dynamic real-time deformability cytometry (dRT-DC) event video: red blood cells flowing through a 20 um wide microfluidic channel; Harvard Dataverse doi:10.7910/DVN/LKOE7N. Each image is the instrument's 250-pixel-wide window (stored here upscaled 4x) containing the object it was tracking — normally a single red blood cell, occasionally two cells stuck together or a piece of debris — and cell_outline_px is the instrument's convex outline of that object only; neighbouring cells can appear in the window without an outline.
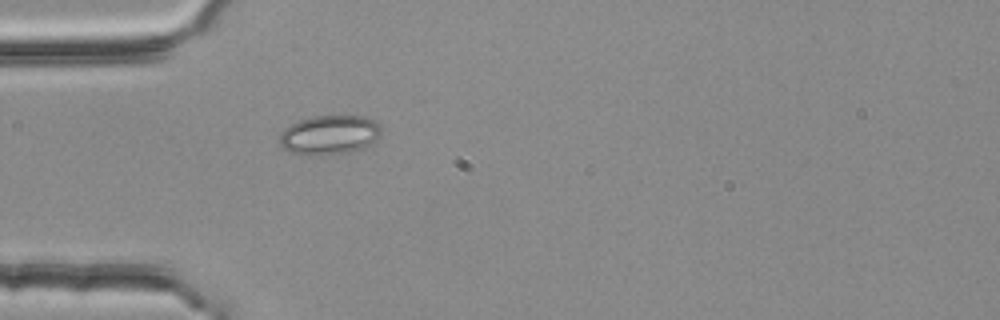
{"species": "common noctule bat (a hibernating species)", "species_latin": "Nyctalus noctula", "temperature_condition": "room temperature", "stored_images_in_passage": 1, "camera_frame_rate_fps": 3000, "um_per_image_px": 0.085, "animal": {"sex": "female", "body_mass_g": 25.1}, "frame": {"image": 1, "passage_image": 1, "time_ms": 0.0, "image_size_px": [1000, 320], "cell_outline_px": [[380, 136], [376, 140], [360, 148], [348, 152], [320, 156], [292, 152], [284, 148], [280, 144], [280, 132], [284, 128], [300, 120], [312, 116], [364, 116], [372, 120], [380, 128]], "centroid_in_image_um": [27.97, 11.46], "position_along_channel_um": 57.0, "area_um2": 22.95}}